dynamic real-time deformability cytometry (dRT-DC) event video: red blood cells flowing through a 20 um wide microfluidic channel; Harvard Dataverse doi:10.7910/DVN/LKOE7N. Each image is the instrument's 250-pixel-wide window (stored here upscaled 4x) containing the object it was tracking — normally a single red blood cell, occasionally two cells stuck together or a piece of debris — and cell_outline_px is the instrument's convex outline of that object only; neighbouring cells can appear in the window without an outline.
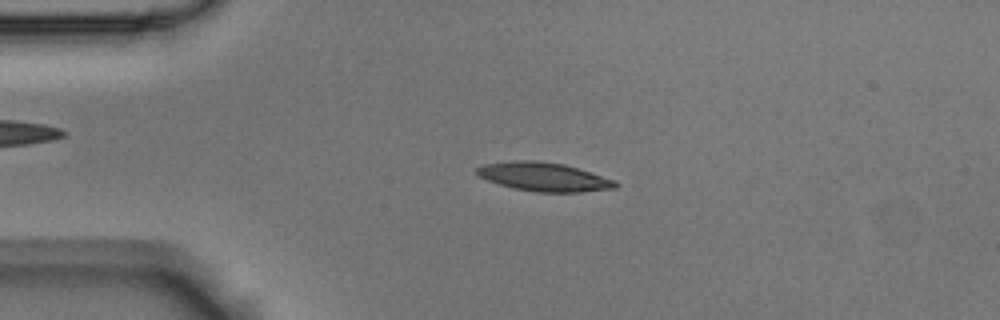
{"species": "Egyptian fruit bat (a non-hibernating species)", "species_latin": "Rousettus aegyptiacus", "temperature_condition": "room temperature", "stored_images_in_passage": 3, "camera_frame_rate_fps": 3000, "um_per_image_px": 0.085, "animal": {"sex": "male"}, "frame": {"image": 1, "passage_image": 2, "time_ms": 0.333, "image_size_px": [1000, 320], "cell_outline_px": [[620, 184], [616, 188], [580, 192], [536, 192], [516, 188], [500, 184], [488, 180], [480, 176], [476, 172], [476, 168], [484, 164], [516, 160], [536, 160], [564, 164], [616, 180]], "centroid_in_image_um": [46.27, 15.03], "position_along_channel_um": 38.7, "area_um2": 23.06}}